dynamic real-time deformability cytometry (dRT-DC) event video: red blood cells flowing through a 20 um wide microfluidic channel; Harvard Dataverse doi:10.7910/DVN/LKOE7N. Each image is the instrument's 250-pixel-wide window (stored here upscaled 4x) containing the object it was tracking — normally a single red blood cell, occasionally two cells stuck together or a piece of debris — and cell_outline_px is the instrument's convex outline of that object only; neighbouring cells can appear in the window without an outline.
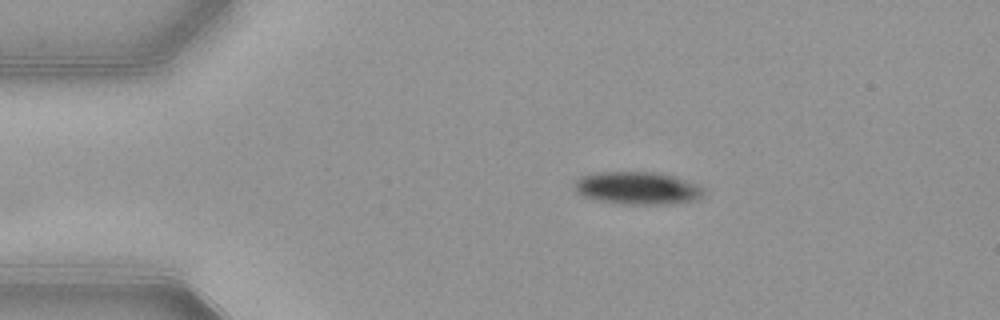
{"species": "common noctule bat (a hibernating species)", "species_latin": "Nyctalus noctula", "temperature_condition": "warm", "stored_images_in_passage": 39, "camera_frame_rate_fps": 3000, "um_per_image_px": 0.085, "animal": {"sex": "female", "body_mass_g": 21.9}, "frame": {"image": 1, "passage_image": 1, "time_ms": 0.0, "image_size_px": [1000, 320], "cell_outline_px": [[704, 192], [700, 196], [692, 200], [664, 204], [620, 204], [600, 200], [584, 196], [576, 192], [572, 184], [580, 176], [596, 172], [660, 172], [676, 176], [688, 180], [704, 188]], "centroid_in_image_um": [54.15, 15.97], "position_along_channel_um": 30.9, "area_um2": 24.62}}
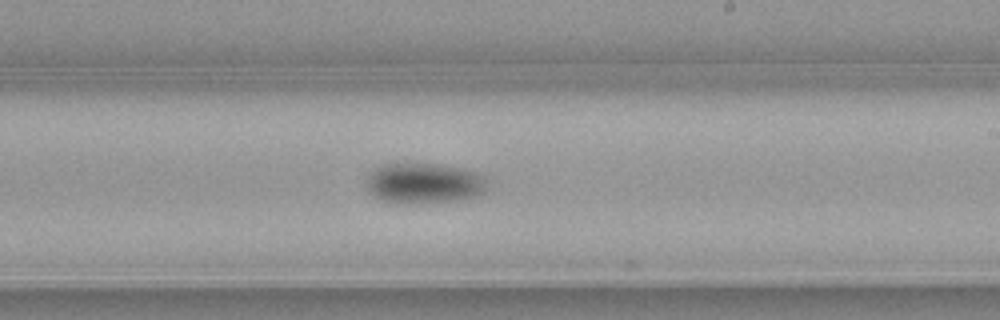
{"frame": {"image": 2, "passage_image": 22, "time_ms": 7.0, "image_size_px": [1000, 320], "cell_outline_px": [[484, 188], [480, 192], [472, 196], [456, 200], [384, 200], [376, 196], [368, 188], [368, 172], [372, 168], [392, 160], [396, 160], [436, 164], [460, 168], [476, 172], [484, 176]], "centroid_in_image_um": [35.95, 15.44], "position_along_channel_um": 253.0, "area_um2": 27.63}}
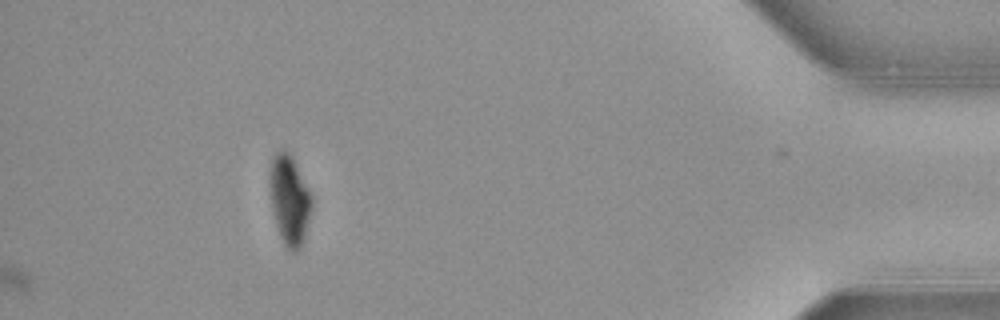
{"frame": {"image": 3, "passage_image": 39, "time_ms": 12.667, "image_size_px": [1000, 320], "cell_outline_px": [[312, 208], [304, 240], [300, 248], [296, 252], [292, 252], [284, 244], [280, 236], [276, 224], [272, 208], [272, 160], [276, 152], [280, 148], [284, 148], [292, 156], [312, 196]], "centroid_in_image_um": [24.65, 17.03], "position_along_channel_um": 410.5, "area_um2": 21.33}, "authors_computed_cell_mechanics": {"area_um2": 27.3394, "velocity_mm_per_s": 3.872, "shape_relaxation_time_tau1_ms": 2.0789, "shape_relaxation_time_tau2_ms": null, "deformation_change_tau1": 0.0994, "deformation_change_tau2": null}}